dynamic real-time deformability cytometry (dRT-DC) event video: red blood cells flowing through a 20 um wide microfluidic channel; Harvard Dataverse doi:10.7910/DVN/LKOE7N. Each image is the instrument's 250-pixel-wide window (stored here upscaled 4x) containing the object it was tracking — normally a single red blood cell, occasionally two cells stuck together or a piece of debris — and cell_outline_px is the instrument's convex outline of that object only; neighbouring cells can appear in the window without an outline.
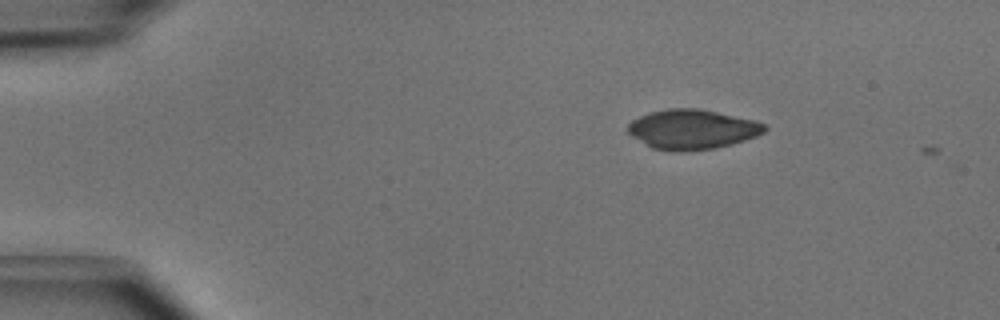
{"species": "common noctule bat (a hibernating species)", "species_latin": "Nyctalus noctula", "temperature_condition": "cold", "stored_images_in_passage": 3, "camera_frame_rate_fps": 3000, "um_per_image_px": 0.085, "animal": {"sex": "male", "body_mass_g": 15.6}, "frame": {"image": 1, "passage_image": 1, "time_ms": 0.0, "image_size_px": [1000, 320], "cell_outline_px": [[768, 128], [764, 132], [756, 136], [732, 144], [712, 148], [680, 152], [652, 148], [632, 136], [628, 132], [628, 124], [632, 120], [640, 116], [652, 112], [668, 108], [700, 108], [756, 120], [764, 124]], "centroid_in_image_um": [58.85, 10.98], "position_along_channel_um": 26.1, "area_um2": 31.56}}
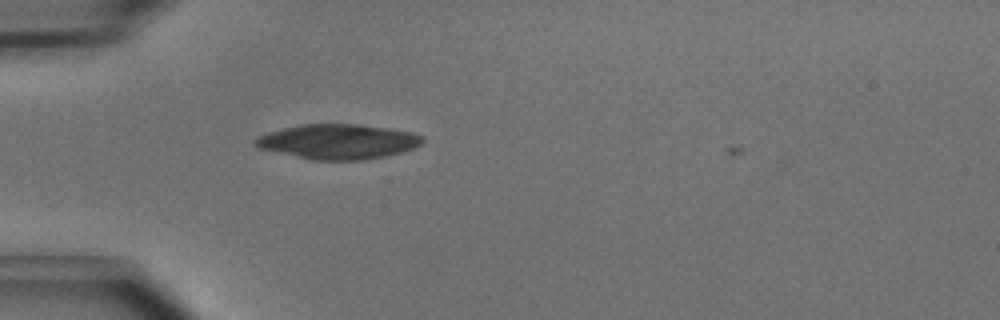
{"frame": {"image": 2, "passage_image": 3, "time_ms": 0.667, "image_size_px": [1000, 320], "cell_outline_px": [[424, 140], [420, 144], [412, 148], [400, 152], [384, 156], [364, 160], [312, 160], [256, 148], [252, 144], [252, 140], [268, 132], [300, 124], [356, 124], [388, 128], [412, 132], [424, 136]], "centroid_in_image_um": [28.69, 12.04], "position_along_channel_um": 56.3, "area_um2": 34.04}}